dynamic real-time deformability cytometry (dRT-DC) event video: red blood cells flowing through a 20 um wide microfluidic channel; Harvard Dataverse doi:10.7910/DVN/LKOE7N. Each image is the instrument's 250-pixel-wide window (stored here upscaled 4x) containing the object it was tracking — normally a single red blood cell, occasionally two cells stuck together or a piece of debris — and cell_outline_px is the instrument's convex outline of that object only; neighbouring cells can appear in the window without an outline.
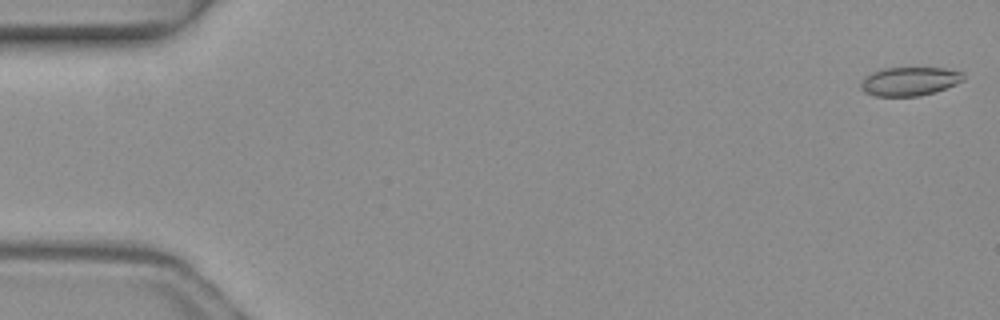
{"species": "common noctule bat (a hibernating species)", "species_latin": "Nyctalus noctula", "temperature_condition": "warm", "stored_images_in_passage": 6, "camera_frame_rate_fps": 3000, "um_per_image_px": 0.085, "animal": {"sex": "female", "body_mass_g": 19.3, "forearm_length_mm": 54.1}, "frame": {"image": 1, "passage_image": 1, "time_ms": 0.0, "image_size_px": [1000, 320], "cell_outline_px": [[964, 80], [956, 84], [932, 92], [916, 96], [876, 96], [864, 92], [860, 88], [860, 84], [872, 72], [880, 68], [944, 68], [964, 72]], "centroid_in_image_um": [77.31, 6.9], "position_along_channel_um": 7.7, "area_um2": 16.99}}
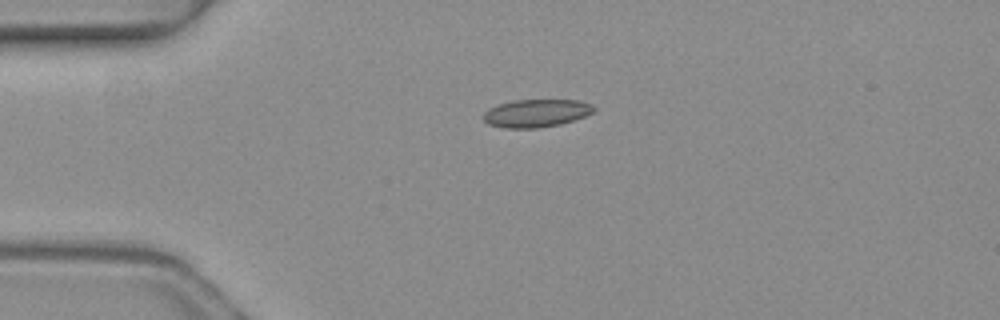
{"frame": {"image": 2, "passage_image": 4, "time_ms": 1.0, "image_size_px": [1000, 320], "cell_outline_px": [[596, 108], [592, 112], [584, 116], [560, 124], [536, 128], [504, 128], [488, 124], [484, 120], [484, 112], [488, 108], [496, 104], [512, 100], [580, 100], [592, 104]], "centroid_in_image_um": [45.55, 9.61], "position_along_channel_um": 39.5, "area_um2": 17.98}}